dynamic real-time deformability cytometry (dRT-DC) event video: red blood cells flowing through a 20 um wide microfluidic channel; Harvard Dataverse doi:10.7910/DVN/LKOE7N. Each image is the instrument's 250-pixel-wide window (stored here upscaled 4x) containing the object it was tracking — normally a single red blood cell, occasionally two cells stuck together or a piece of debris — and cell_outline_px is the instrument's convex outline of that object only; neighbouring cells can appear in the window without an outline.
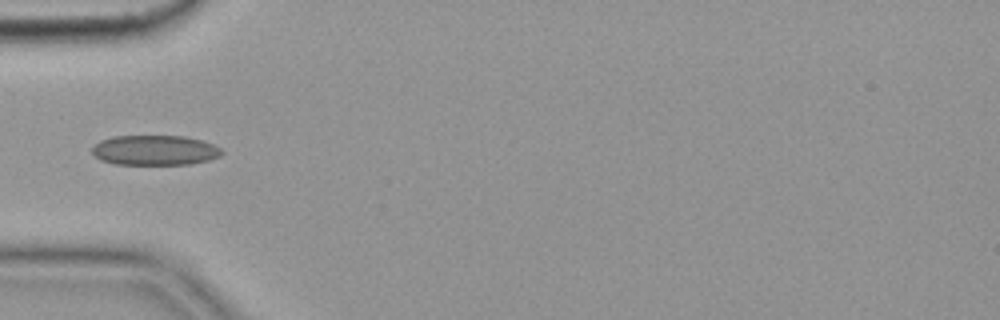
{"species": "common noctule bat (a hibernating species)", "species_latin": "Nyctalus noctula", "temperature_condition": "cold", "stored_images_in_passage": 38, "camera_frame_rate_fps": 3000, "um_per_image_px": 0.085, "animal": {"sex": "female", "body_mass_g": 19.9}, "frame": {"image": 1, "passage_image": 1, "time_ms": 0.0, "image_size_px": [1000, 320], "cell_outline_px": [[224, 152], [220, 156], [208, 160], [192, 164], [116, 164], [100, 160], [92, 152], [92, 148], [100, 140], [112, 136], [184, 136], [200, 140], [212, 144], [220, 148]], "centroid_in_image_um": [13.16, 12.77], "position_along_channel_um": 71.8, "area_um2": 22.6}, "authors_computed_cell_mechanics": {"area_um2": 21.5305, "velocity_mm_per_s": 3.6462, "shape_relaxation_time_tau1_ms": null, "shape_relaxation_time_tau2_ms": 2.5351, "deformation_change_tau1": null, "deformation_change_tau2": 0.0801}}